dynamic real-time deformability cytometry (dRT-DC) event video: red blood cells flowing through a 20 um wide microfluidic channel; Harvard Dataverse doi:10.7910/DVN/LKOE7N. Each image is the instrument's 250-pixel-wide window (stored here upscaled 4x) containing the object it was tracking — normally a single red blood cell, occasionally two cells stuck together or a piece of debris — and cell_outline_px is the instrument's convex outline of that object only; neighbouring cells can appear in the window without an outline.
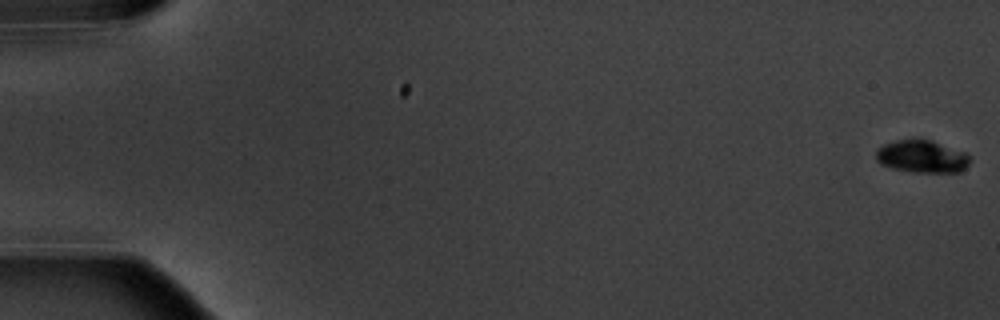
{"species": "common noctule bat (a hibernating species)", "species_latin": "Nyctalus noctula", "temperature_condition": "warm", "stored_images_in_passage": 6, "camera_frame_rate_fps": 3000, "um_per_image_px": 0.085, "animal": {"sex": "male", "body_mass_g": 20.1, "forearm_length_mm": 53.5}, "frame": {"image": 1, "passage_image": 1, "time_ms": 0.0, "image_size_px": [1000, 320], "cell_outline_px": [[972, 156], [968, 164], [960, 172], [912, 172], [892, 168], [880, 164], [876, 160], [876, 152], [884, 144], [896, 140], [920, 136], [968, 152]], "centroid_in_image_um": [78.4, 13.26], "position_along_channel_um": 6.6, "area_um2": 18.44}}
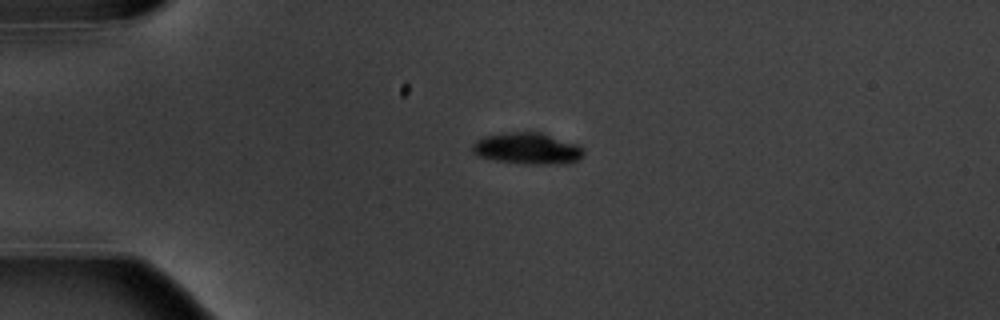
{"frame": {"image": 2, "passage_image": 5, "time_ms": 4.667, "image_size_px": [1000, 320], "cell_outline_px": [[584, 152], [580, 160], [564, 164], [524, 164], [496, 160], [476, 156], [472, 152], [472, 144], [476, 140], [484, 136], [508, 132], [540, 132], [580, 144], [584, 148]], "centroid_in_image_um": [44.86, 12.62], "position_along_channel_um": 40.1, "area_um2": 20.75}}
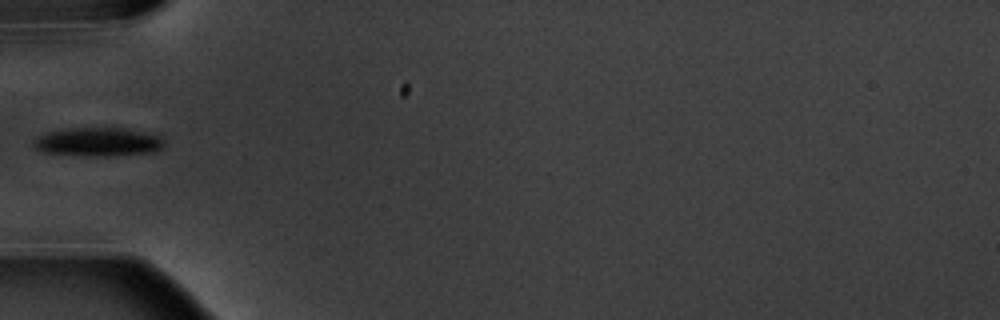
{"frame": {"image": 3, "passage_image": 6, "time_ms": 6.667, "image_size_px": [1000, 320], "cell_outline_px": [[164, 144], [156, 152], [108, 156], [92, 156], [40, 152], [32, 144], [32, 140], [36, 136], [48, 132], [68, 128], [124, 128], [160, 136], [164, 140]], "centroid_in_image_um": [8.3, 12.07], "position_along_channel_um": 76.7, "area_um2": 21.91}}